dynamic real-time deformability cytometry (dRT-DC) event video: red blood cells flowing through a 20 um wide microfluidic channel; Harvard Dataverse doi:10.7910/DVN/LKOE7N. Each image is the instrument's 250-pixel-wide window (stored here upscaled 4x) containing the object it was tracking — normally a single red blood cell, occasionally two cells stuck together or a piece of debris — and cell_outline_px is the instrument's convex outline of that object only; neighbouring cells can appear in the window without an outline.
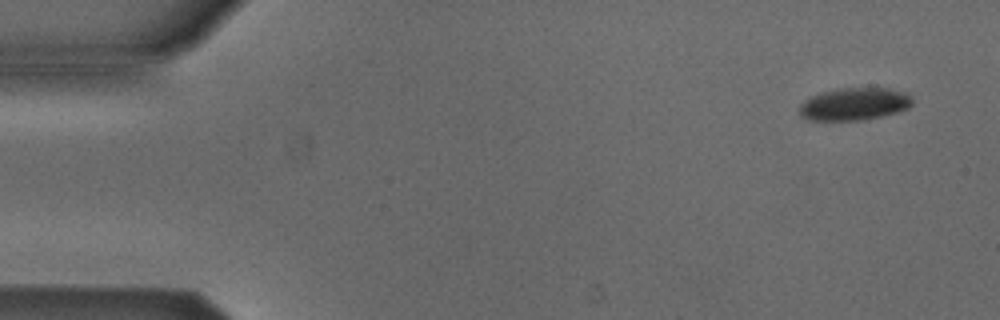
{"species": "Egyptian fruit bat (a non-hibernating species)", "species_latin": "Rousettus aegyptiacus", "temperature_condition": "cold", "stored_images_in_passage": 5, "camera_frame_rate_fps": 3000, "um_per_image_px": 0.085, "animal": {"sex": "male"}, "frame": {"image": 1, "passage_image": 1, "time_ms": 0.0, "image_size_px": [1000, 320], "cell_outline_px": [[912, 104], [908, 108], [896, 112], [880, 116], [860, 120], [808, 120], [800, 116], [800, 104], [804, 100], [820, 92], [840, 88], [888, 88], [908, 92], [912, 96]], "centroid_in_image_um": [72.63, 8.83], "position_along_channel_um": 12.4, "area_um2": 21.44}}